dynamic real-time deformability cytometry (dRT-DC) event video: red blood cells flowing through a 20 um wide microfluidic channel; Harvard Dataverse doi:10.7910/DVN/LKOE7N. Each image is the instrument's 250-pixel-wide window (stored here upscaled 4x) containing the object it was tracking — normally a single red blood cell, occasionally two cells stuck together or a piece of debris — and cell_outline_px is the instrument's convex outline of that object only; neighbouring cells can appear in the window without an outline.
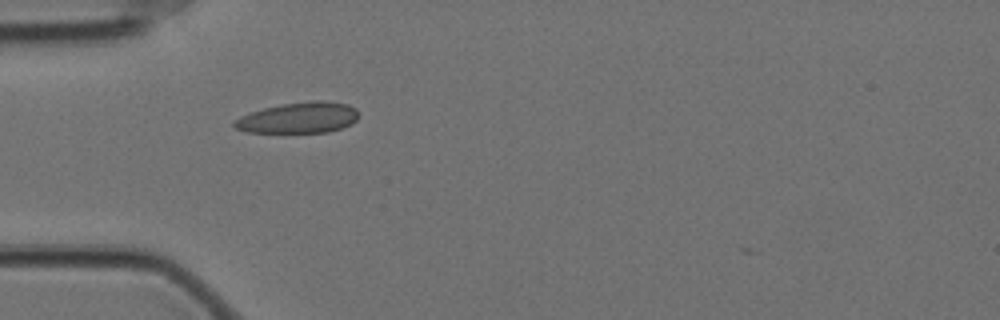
{"species": "Egyptian fruit bat (a non-hibernating species)", "species_latin": "Rousettus aegyptiacus", "temperature_condition": "cold", "stored_images_in_passage": 39, "camera_frame_rate_fps": 3000, "um_per_image_px": 0.085, "animal": {"sex": "female"}, "frame": {"image": 1, "passage_image": 1, "time_ms": 0.0, "image_size_px": [1000, 320], "cell_outline_px": [[360, 116], [352, 124], [328, 132], [248, 132], [236, 128], [232, 124], [240, 116], [264, 108], [280, 104], [312, 100], [320, 100], [348, 104], [356, 108], [360, 112]], "centroid_in_image_um": [25.44, 9.99], "position_along_channel_um": 59.6, "area_um2": 22.43}}
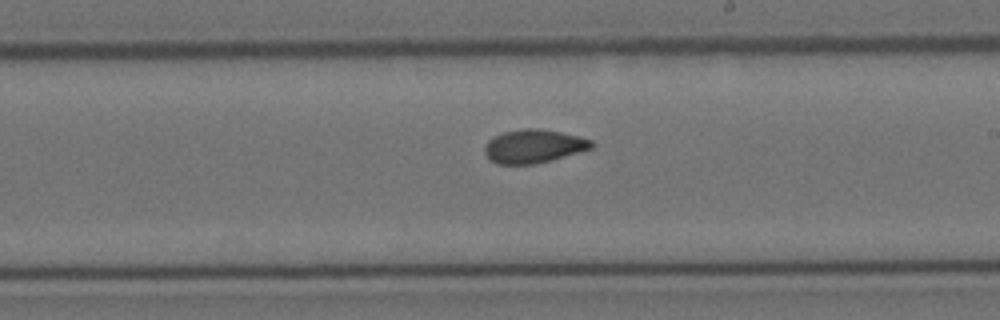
{"frame": {"image": 2, "passage_image": 17, "time_ms": 5.333, "image_size_px": [1000, 320], "cell_outline_px": [[596, 144], [592, 148], [552, 160], [532, 164], [496, 164], [488, 160], [484, 152], [484, 148], [488, 140], [504, 132], [524, 128], [536, 128], [560, 132], [592, 140]], "centroid_in_image_um": [45.34, 12.44], "position_along_channel_um": 243.7, "area_um2": 20.81}}
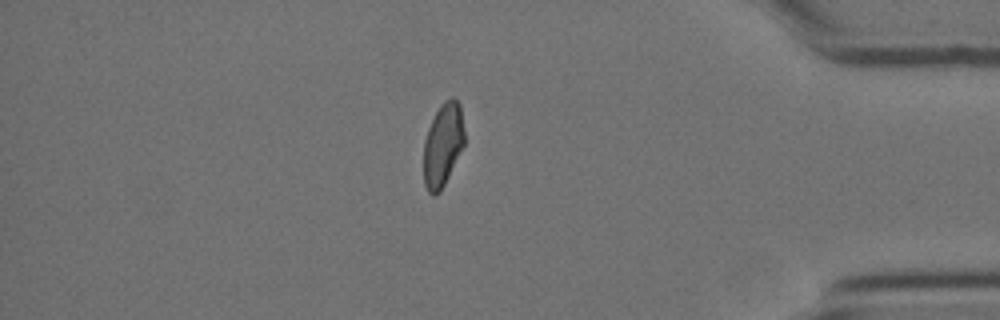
{"frame": {"image": 3, "passage_image": 33, "time_ms": 10.667, "image_size_px": [1000, 320], "cell_outline_px": [[464, 144], [440, 192], [436, 196], [432, 196], [428, 192], [424, 184], [424, 140], [428, 128], [440, 104], [444, 100], [452, 96], [460, 104], [464, 132]], "centroid_in_image_um": [37.63, 12.3], "position_along_channel_um": 397.6, "area_um2": 19.71}, "authors_computed_cell_mechanics": {"area_um2": 20.7502, "velocity_mm_per_s": 3.4924, "shape_relaxation_time_tau1_ms": null, "shape_relaxation_time_tau2_ms": 2.0991, "deformation_change_tau1": null, "deformation_change_tau2": 0.07}}